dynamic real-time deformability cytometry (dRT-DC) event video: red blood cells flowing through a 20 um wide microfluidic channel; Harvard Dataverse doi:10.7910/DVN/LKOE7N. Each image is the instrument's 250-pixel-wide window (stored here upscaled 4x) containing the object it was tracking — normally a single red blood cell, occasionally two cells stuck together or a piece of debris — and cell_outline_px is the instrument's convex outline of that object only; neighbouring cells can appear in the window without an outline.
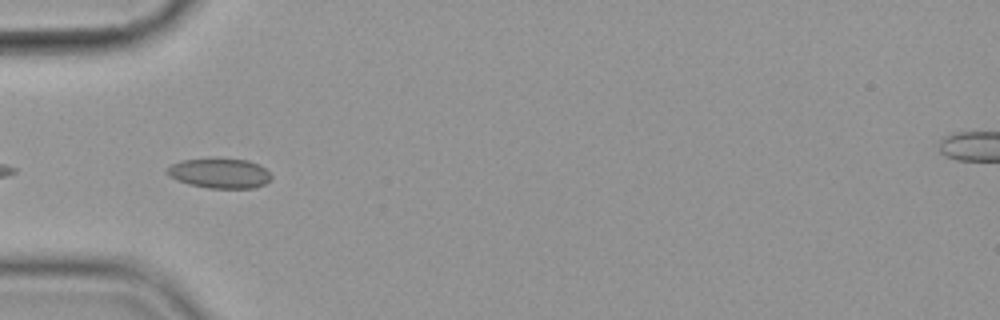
{"species": "common noctule bat (a hibernating species)", "species_latin": "Nyctalus noctula", "temperature_condition": "cold", "stored_images_in_passage": 13, "camera_frame_rate_fps": 3000, "um_per_image_px": 0.085, "animal": {"sex": "female", "body_mass_g": 19.9}, "frame": {"image": 1, "passage_image": 3, "time_ms": 0.667, "image_size_px": [1000, 320], "cell_outline_px": [[272, 180], [256, 188], [208, 188], [188, 184], [164, 172], [172, 164], [180, 160], [248, 160], [264, 168], [272, 176]], "centroid_in_image_um": [18.7, 14.76], "position_along_channel_um": 66.3, "area_um2": 17.63}}
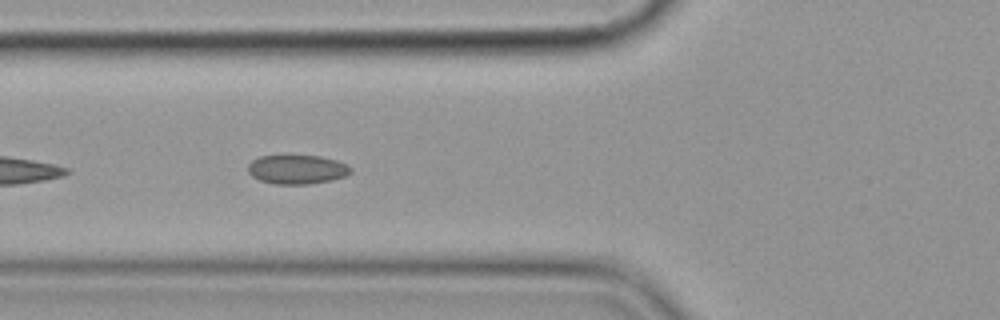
{"frame": {"image": 2, "passage_image": 6, "time_ms": 1.667, "image_size_px": [1000, 320], "cell_outline_px": [[352, 172], [344, 176], [332, 180], [308, 184], [272, 184], [260, 180], [252, 176], [248, 172], [248, 164], [252, 160], [260, 156], [320, 156], [336, 160], [352, 168]], "centroid_in_image_um": [25.23, 14.41], "position_along_channel_um": 100.6, "area_um2": 17.34}}